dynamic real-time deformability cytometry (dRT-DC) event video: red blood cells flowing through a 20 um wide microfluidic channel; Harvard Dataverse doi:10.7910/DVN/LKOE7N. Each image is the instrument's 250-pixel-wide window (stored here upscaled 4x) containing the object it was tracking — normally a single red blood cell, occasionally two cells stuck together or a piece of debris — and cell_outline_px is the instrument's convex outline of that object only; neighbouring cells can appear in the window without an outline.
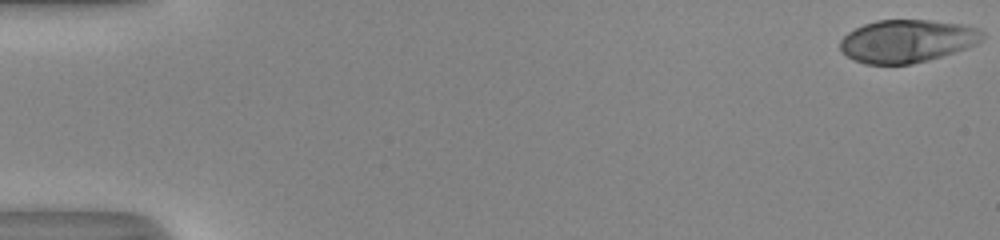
{"species": "human", "species_latin": "Homo sapiens", "temperature_condition": "room temperature", "stored_images_in_passage": 44, "camera_frame_rate_fps": 3000, "um_per_image_px": 0.085, "donor": {"sex": "male"}, "frame": {"image": 1, "passage_image": 1, "time_ms": 0.0, "image_size_px": [1000, 240], "cell_outline_px": [[984, 36], [976, 44], [928, 60], [912, 64], [864, 64], [840, 52], [840, 40], [848, 32], [864, 24], [876, 20], [928, 20], [960, 24], [980, 28], [984, 32]], "centroid_in_image_um": [77.08, 3.48], "position_along_channel_um": 7.9, "area_um2": 35.32}}
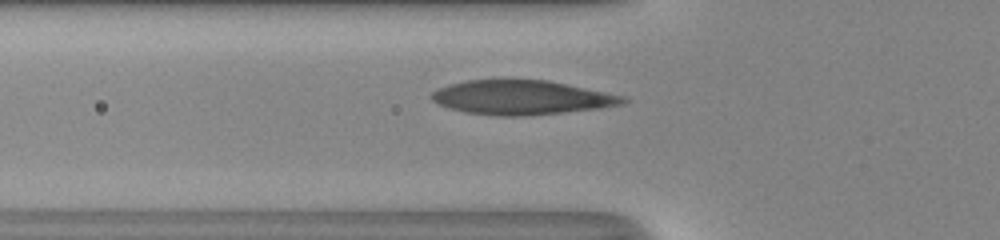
{"frame": {"image": 2, "passage_image": 20, "time_ms": 6.333, "image_size_px": [1000, 240], "cell_outline_px": [[628, 100], [624, 104], [600, 108], [520, 116], [496, 116], [464, 112], [448, 108], [432, 100], [428, 96], [432, 92], [448, 84], [468, 80], [548, 80], [628, 96]], "centroid_in_image_um": [44.35, 8.28], "position_along_channel_um": 81.4, "area_um2": 38.26}}
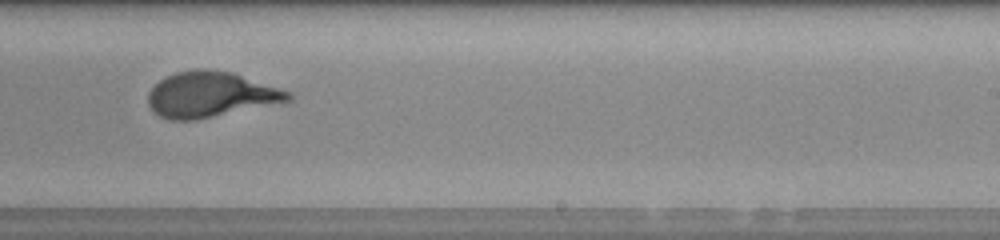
{"frame": {"image": 3, "passage_image": 34, "time_ms": 11.0, "image_size_px": [1000, 240], "cell_outline_px": [[292, 100], [196, 120], [168, 120], [160, 116], [148, 104], [148, 92], [164, 76], [176, 72], [196, 68], [204, 68], [232, 72], [292, 92]], "centroid_in_image_um": [17.89, 8.02], "position_along_channel_um": 271.1, "area_um2": 37.05}, "authors_computed_cell_mechanics": {"area_um2": 36.992, "velocity_mm_per_s": 4.0598, "shape_relaxation_time_tau1_ms": 5.4709, "shape_relaxation_time_tau2_ms": null, "deformation_change_tau1": 0.2696, "deformation_change_tau2": null}}